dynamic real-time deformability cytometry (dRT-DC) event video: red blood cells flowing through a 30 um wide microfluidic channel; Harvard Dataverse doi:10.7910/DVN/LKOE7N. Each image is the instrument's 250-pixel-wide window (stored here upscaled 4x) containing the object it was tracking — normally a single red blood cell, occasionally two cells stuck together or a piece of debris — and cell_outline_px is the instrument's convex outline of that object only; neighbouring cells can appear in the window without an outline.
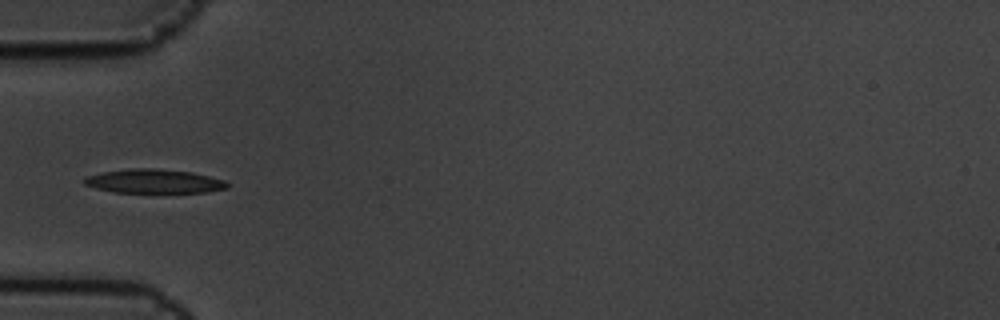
{"species": "common noctule bat (a hibernating species)", "species_latin": "Nyctalus noctula", "temperature_condition": "cold", "stored_images_in_passage": 10, "camera_frame_rate_fps": 3000, "um_per_image_px": 0.085, "animal": {"sex": "male", "body_mass_g": 19.5, "forearm_length_mm": 54.6}, "frame": {"image": 1, "passage_image": 6, "time_ms": 1.667, "image_size_px": [1000, 320], "cell_outline_px": [[228, 188], [208, 192], [112, 192], [96, 188], [84, 184], [80, 180], [84, 176], [100, 172], [128, 168], [156, 168], [192, 172], [224, 180], [228, 184]], "centroid_in_image_um": [13.02, 15.39], "position_along_channel_um": 72.0, "area_um2": 20.17}}
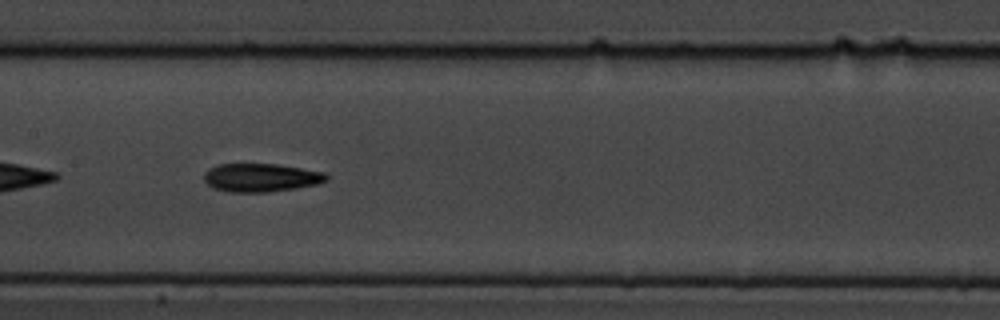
{"frame": {"image": 2, "passage_image": 9, "time_ms": 2.667, "image_size_px": [1000, 320], "cell_outline_px": [[328, 180], [320, 184], [296, 188], [268, 192], [228, 192], [212, 188], [204, 180], [204, 172], [208, 168], [216, 164], [276, 164], [324, 172], [328, 176]], "centroid_in_image_um": [22.16, 15.1], "position_along_channel_um": 185.2, "area_um2": 20.4}}
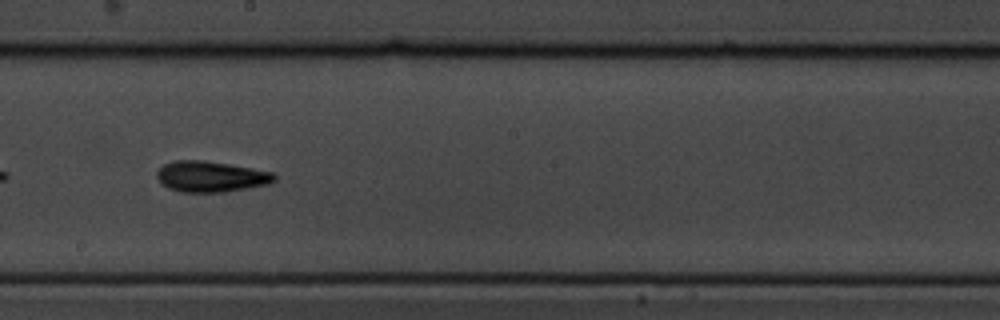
{"frame": {"image": 3, "passage_image": 10, "time_ms": 3.0, "image_size_px": [1000, 320], "cell_outline_px": [[276, 180], [268, 184], [224, 192], [180, 192], [168, 188], [156, 176], [156, 172], [164, 164], [172, 160], [204, 160], [252, 168], [272, 172], [276, 176]], "centroid_in_image_um": [17.91, 15.0], "position_along_channel_um": 230.3, "area_um2": 21.04}}